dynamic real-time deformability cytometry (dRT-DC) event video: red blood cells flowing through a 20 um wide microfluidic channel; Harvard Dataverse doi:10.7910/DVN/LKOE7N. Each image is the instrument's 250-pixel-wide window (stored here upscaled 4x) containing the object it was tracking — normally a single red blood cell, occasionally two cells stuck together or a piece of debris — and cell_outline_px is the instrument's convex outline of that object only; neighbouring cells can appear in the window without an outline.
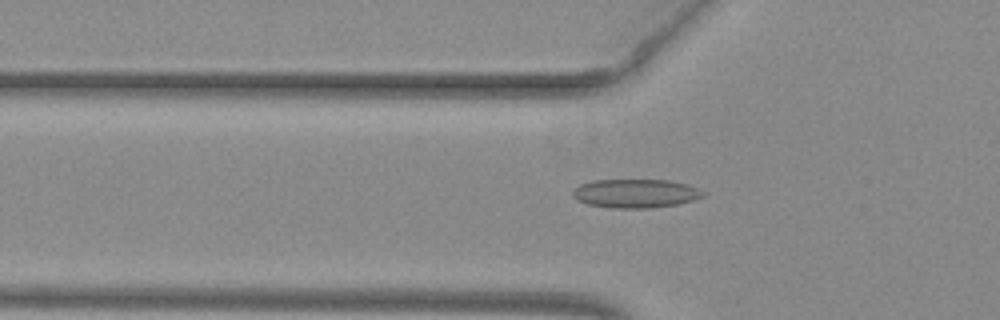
{"species": "common noctule bat (a hibernating species)", "species_latin": "Nyctalus noctula", "temperature_condition": "warm", "stored_images_in_passage": 38, "camera_frame_rate_fps": 3000, "um_per_image_px": 0.085, "animal": {"sex": "female", "body_mass_g": 29.2, "forearm_length_mm": 56.3}, "frame": {"image": 1, "passage_image": 6, "time_ms": 1.667, "image_size_px": [1000, 320], "cell_outline_px": [[708, 192], [704, 196], [692, 200], [676, 204], [652, 208], [612, 208], [588, 204], [576, 200], [572, 196], [572, 188], [580, 184], [592, 180], [668, 180], [688, 184]], "centroid_in_image_um": [54.01, 16.43], "position_along_channel_um": 71.8, "area_um2": 22.08}}
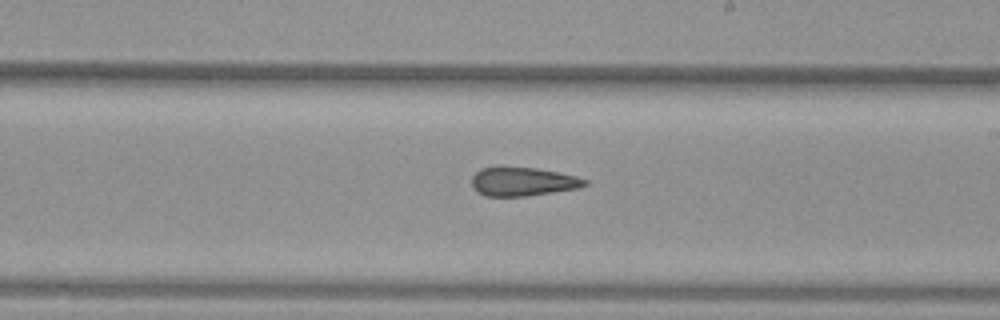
{"frame": {"image": 2, "passage_image": 19, "time_ms": 6.0, "image_size_px": [1000, 320], "cell_outline_px": [[588, 184], [580, 188], [524, 196], [484, 196], [476, 192], [472, 188], [472, 176], [480, 168], [496, 164], [536, 168], [576, 176], [588, 180]], "centroid_in_image_um": [44.36, 15.4], "position_along_channel_um": 244.6, "area_um2": 19.54}}
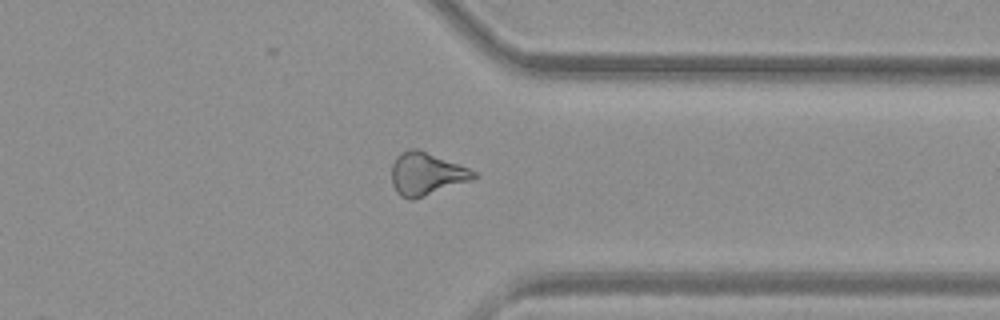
{"frame": {"image": 3, "passage_image": 29, "time_ms": 9.333, "image_size_px": [1000, 320], "cell_outline_px": [[480, 176], [472, 180], [412, 200], [408, 200], [400, 196], [396, 192], [392, 184], [392, 164], [396, 156], [400, 152], [408, 148], [416, 148], [468, 168], [476, 172]], "centroid_in_image_um": [36.22, 14.78], "position_along_channel_um": 375.2, "area_um2": 20.4}}